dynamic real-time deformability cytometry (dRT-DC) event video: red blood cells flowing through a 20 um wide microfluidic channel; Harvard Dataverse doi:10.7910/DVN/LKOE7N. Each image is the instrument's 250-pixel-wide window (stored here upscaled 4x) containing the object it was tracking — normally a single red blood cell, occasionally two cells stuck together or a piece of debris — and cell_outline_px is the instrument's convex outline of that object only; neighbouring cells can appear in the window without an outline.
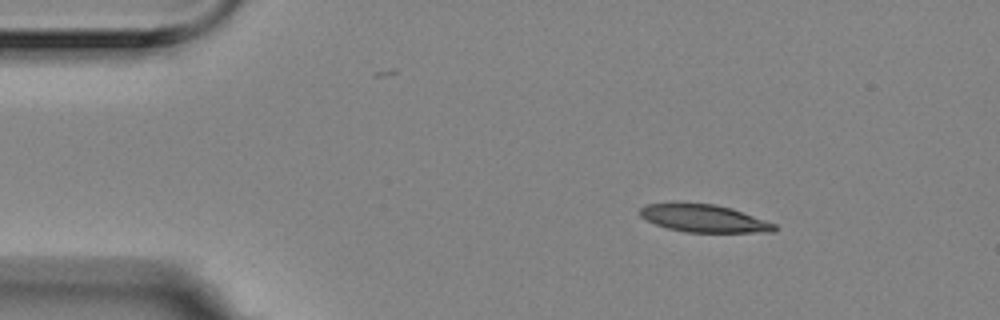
{"species": "Egyptian fruit bat (a non-hibernating species)", "species_latin": "Rousettus aegyptiacus", "temperature_condition": "room temperature", "stored_images_in_passage": 45, "camera_frame_rate_fps": 3000, "um_per_image_px": 0.085, "animal": {"sex": "female"}, "frame": {"image": 1, "passage_image": 1, "time_ms": 0.0, "image_size_px": [1000, 320], "cell_outline_px": [[780, 228], [772, 232], [684, 232], [668, 228], [656, 224], [640, 216], [640, 208], [644, 204], [676, 200], [716, 204], [732, 208], [776, 224]], "centroid_in_image_um": [59.78, 18.51], "position_along_channel_um": 25.2, "area_um2": 22.37}}
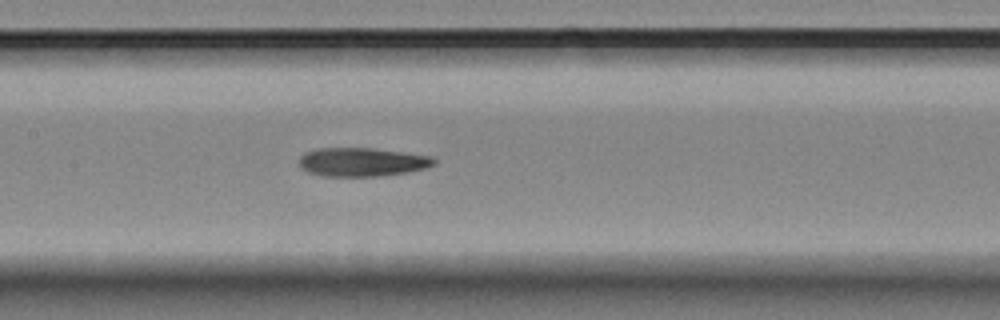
{"frame": {"image": 2, "passage_image": 19, "time_ms": 6.0, "image_size_px": [1000, 320], "cell_outline_px": [[436, 164], [424, 168], [408, 172], [380, 176], [324, 176], [308, 172], [300, 168], [300, 156], [304, 152], [316, 148], [372, 148], [432, 156], [436, 160]], "centroid_in_image_um": [30.76, 13.77], "position_along_channel_um": 176.6, "area_um2": 22.6}}
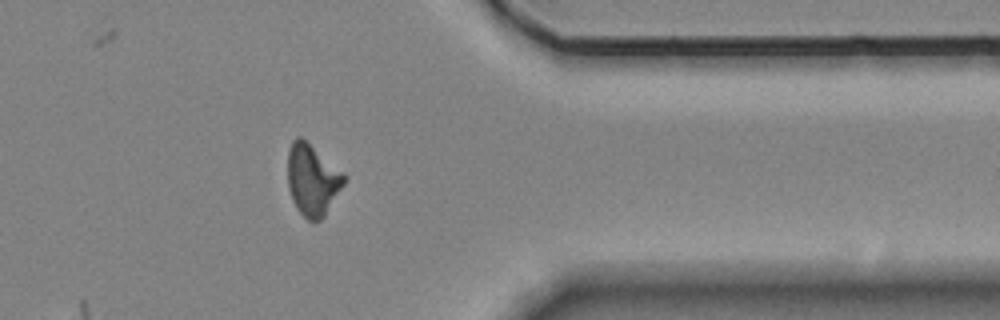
{"frame": {"image": 3, "passage_image": 38, "time_ms": 12.333, "image_size_px": [1000, 320], "cell_outline_px": [[348, 176], [344, 184], [324, 216], [320, 220], [308, 220], [296, 208], [292, 200], [288, 188], [288, 148], [292, 140], [296, 136], [300, 136], [344, 172]], "centroid_in_image_um": [26.55, 15.26], "position_along_channel_um": 384.9, "area_um2": 23.47}}